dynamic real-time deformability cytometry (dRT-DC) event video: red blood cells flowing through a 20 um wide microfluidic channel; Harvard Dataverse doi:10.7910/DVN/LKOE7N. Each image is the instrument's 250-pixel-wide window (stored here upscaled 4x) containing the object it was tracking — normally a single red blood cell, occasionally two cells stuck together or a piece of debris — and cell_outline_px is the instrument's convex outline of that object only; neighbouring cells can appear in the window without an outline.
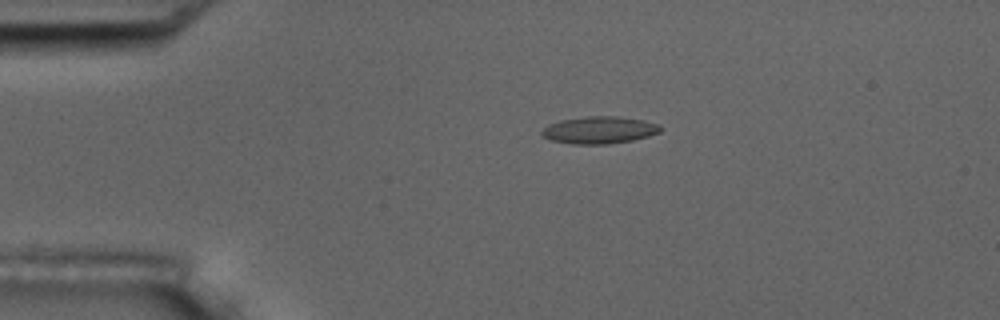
{"species": "common noctule bat (a hibernating species)", "species_latin": "Nyctalus noctula", "temperature_condition": "room temperature", "stored_images_in_passage": 6, "camera_frame_rate_fps": 3000, "um_per_image_px": 0.085, "animal": {"sex": "male", "body_mass_g": 17.5, "forearm_length_mm": 52.3}, "frame": {"image": 1, "passage_image": 3, "time_ms": 3.0, "image_size_px": [1000, 320], "cell_outline_px": [[664, 128], [660, 132], [648, 136], [632, 140], [608, 144], [572, 144], [552, 140], [544, 136], [540, 132], [548, 124], [560, 120], [588, 116], [616, 116], [644, 120], [660, 124]], "centroid_in_image_um": [50.98, 11.05], "position_along_channel_um": 34.0, "area_um2": 18.84}}
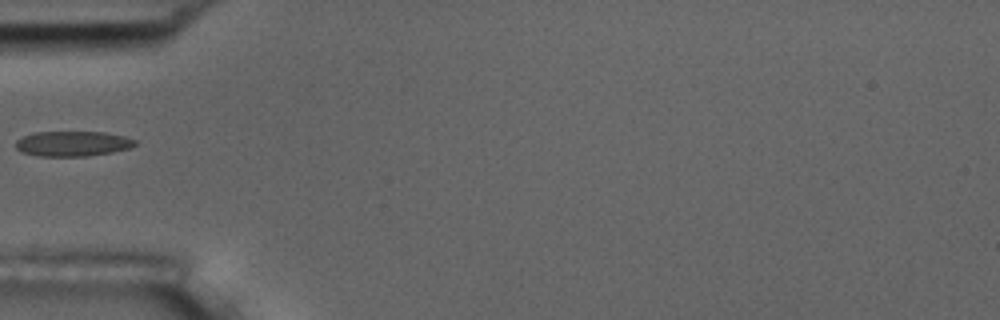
{"frame": {"image": 2, "passage_image": 5, "time_ms": 5.333, "image_size_px": [1000, 320], "cell_outline_px": [[136, 144], [128, 148], [112, 152], [84, 156], [36, 156], [24, 152], [16, 148], [16, 140], [32, 132], [104, 132], [124, 136], [136, 140]], "centroid_in_image_um": [6.16, 12.2], "position_along_channel_um": 78.8, "area_um2": 17.34}}